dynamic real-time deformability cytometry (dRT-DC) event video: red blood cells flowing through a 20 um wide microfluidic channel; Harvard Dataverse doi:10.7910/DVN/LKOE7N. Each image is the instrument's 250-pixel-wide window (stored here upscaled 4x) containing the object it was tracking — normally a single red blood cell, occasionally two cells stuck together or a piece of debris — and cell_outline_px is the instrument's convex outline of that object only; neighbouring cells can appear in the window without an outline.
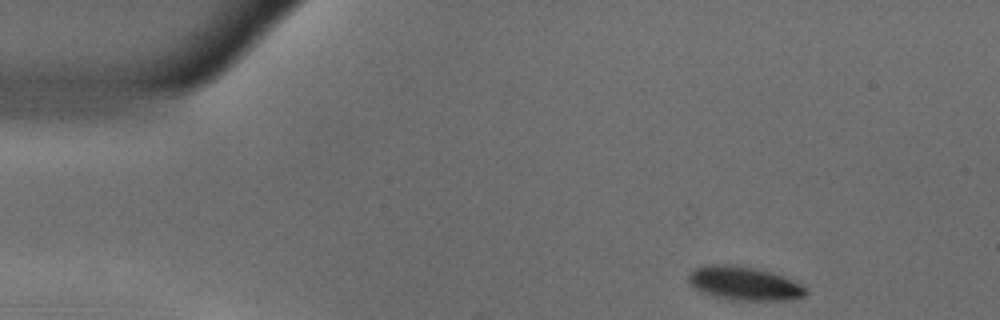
{"species": "common noctule bat (a hibernating species)", "species_latin": "Nyctalus noctula", "temperature_condition": "warm", "stored_images_in_passage": 47, "camera_frame_rate_fps": 3000, "um_per_image_px": 0.085, "animal": {"sex": "male", "body_mass_g": 18.8}, "frame": {"image": 1, "passage_image": 1, "time_ms": 0.0, "image_size_px": [1000, 320], "cell_outline_px": [[808, 292], [804, 296], [792, 300], [744, 300], [716, 296], [704, 292], [696, 288], [688, 280], [688, 272], [696, 268], [712, 264], [732, 264], [772, 272], [784, 276], [808, 288]], "centroid_in_image_um": [63.31, 24.08], "position_along_channel_um": 21.7, "area_um2": 22.72}}
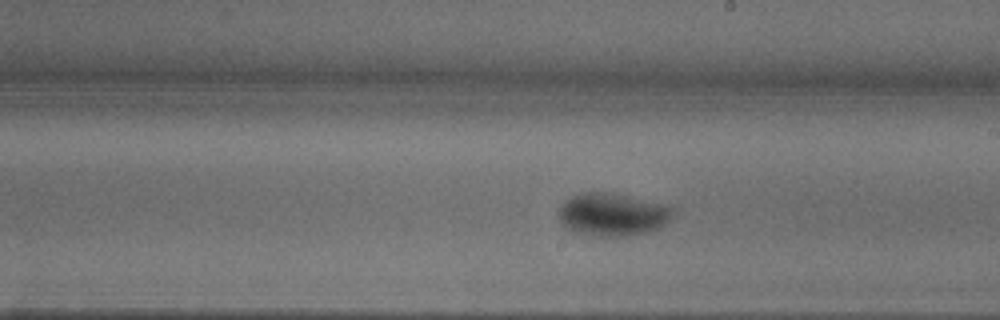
{"frame": {"image": 2, "passage_image": 25, "time_ms": 8.0, "image_size_px": [1000, 320], "cell_outline_px": [[672, 216], [664, 224], [648, 232], [628, 236], [592, 236], [572, 232], [560, 220], [560, 204], [572, 196], [584, 192], [608, 192], [628, 196], [664, 204], [672, 208]], "centroid_in_image_um": [52.03, 18.24], "position_along_channel_um": 237.0, "area_um2": 28.26}}
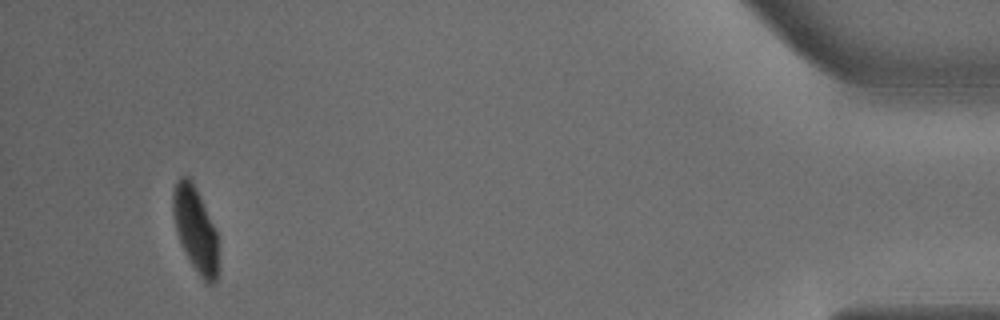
{"frame": {"image": 3, "passage_image": 46, "time_ms": 15.0, "image_size_px": [1000, 320], "cell_outline_px": [[220, 268], [216, 280], [212, 284], [208, 284], [200, 276], [192, 264], [180, 244], [176, 232], [172, 216], [172, 188], [176, 180], [180, 176], [188, 172], [216, 228]], "centroid_in_image_um": [16.6, 19.45], "position_along_channel_um": 418.6, "area_um2": 23.29}, "authors_computed_cell_mechanics": {"area_um2": 25.7788, "velocity_mm_per_s": 3.6491, "shape_relaxation_time_tau1_ms": 4.7628, "shape_relaxation_time_tau2_ms": null, "deformation_change_tau1": 0.1744, "deformation_change_tau2": null}}